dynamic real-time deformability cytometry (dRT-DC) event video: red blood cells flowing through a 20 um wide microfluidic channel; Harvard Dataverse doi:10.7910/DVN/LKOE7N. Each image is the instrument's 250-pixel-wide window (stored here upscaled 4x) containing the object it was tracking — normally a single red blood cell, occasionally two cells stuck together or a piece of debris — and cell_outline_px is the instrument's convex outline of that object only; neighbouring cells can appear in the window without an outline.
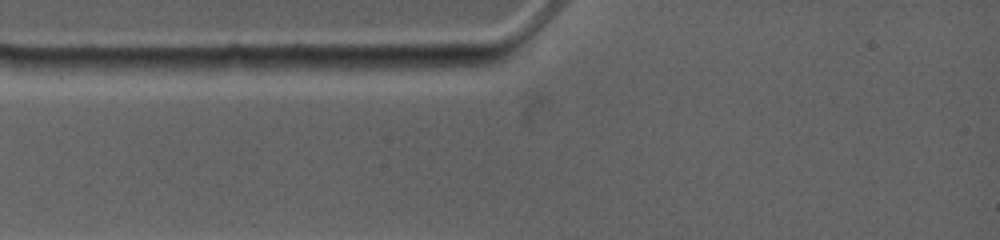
{"species": "common noctule bat (a hibernating species)", "species_latin": "Nyctalus noctula", "temperature_condition": "warm", "stored_images_in_passage": 2, "camera_frame_rate_fps": 4500, "um_per_image_px": 0.085, "animal": {"sex": "female", "body_mass_g": 19.0, "forearm_length_mm": 53.3}, "frame": {"image": 1, "passage_image": 1, "time_ms": 0.0, "image_size_px": [1000, 240], "cell_outline_px": [[456, 64], [448, 68], [340, 68], [328, 56], [452, 56]], "centroid_in_image_um": [33.46, 5.26], "position_along_channel_um": 51.5, "area_um2": 10.35}}